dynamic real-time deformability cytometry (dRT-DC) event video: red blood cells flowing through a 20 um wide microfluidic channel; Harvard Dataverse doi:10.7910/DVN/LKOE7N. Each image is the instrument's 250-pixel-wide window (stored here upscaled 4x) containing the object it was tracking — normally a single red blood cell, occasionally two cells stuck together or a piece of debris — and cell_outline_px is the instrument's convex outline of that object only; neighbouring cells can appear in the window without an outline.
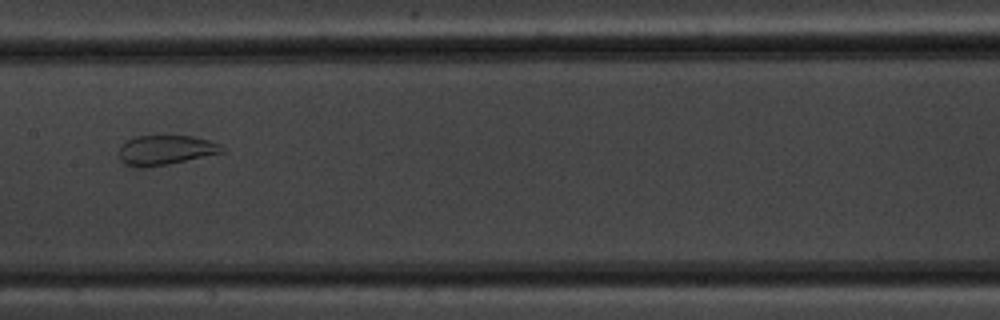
{"species": "common noctule bat (a hibernating species)", "species_latin": "Nyctalus noctula", "temperature_condition": "warm", "stored_images_in_passage": 9, "camera_frame_rate_fps": 3000, "um_per_image_px": 0.085, "animal": {"sex": "male", "body_mass_g": 20.1, "forearm_length_mm": 53.5}, "frame": {"image": 1, "passage_image": 7, "time_ms": 7.0, "image_size_px": [1000, 320], "cell_outline_px": [[224, 152], [168, 164], [144, 168], [132, 168], [124, 164], [120, 160], [120, 148], [128, 140], [136, 136], [192, 136], [208, 140], [220, 144], [224, 148]], "centroid_in_image_um": [14.05, 12.77], "position_along_channel_um": 193.3, "area_um2": 17.74}}
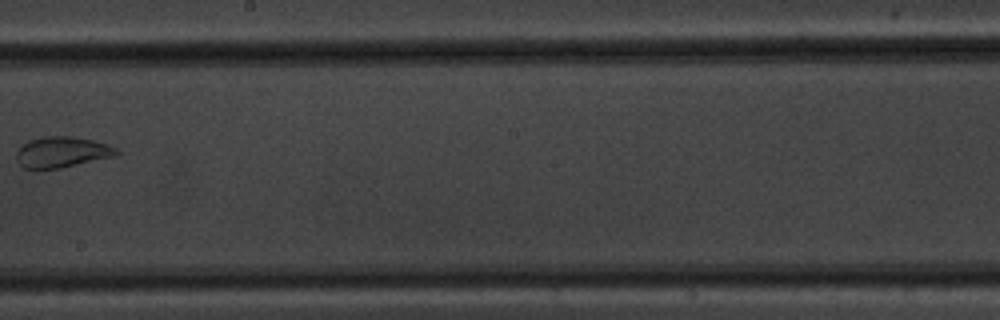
{"frame": {"image": 2, "passage_image": 8, "time_ms": 8.333, "image_size_px": [1000, 320], "cell_outline_px": [[120, 152], [116, 156], [60, 168], [24, 168], [16, 160], [16, 152], [28, 140], [44, 136], [72, 136], [92, 140], [108, 144], [116, 148]], "centroid_in_image_um": [5.28, 12.92], "position_along_channel_um": 242.9, "area_um2": 17.92}}
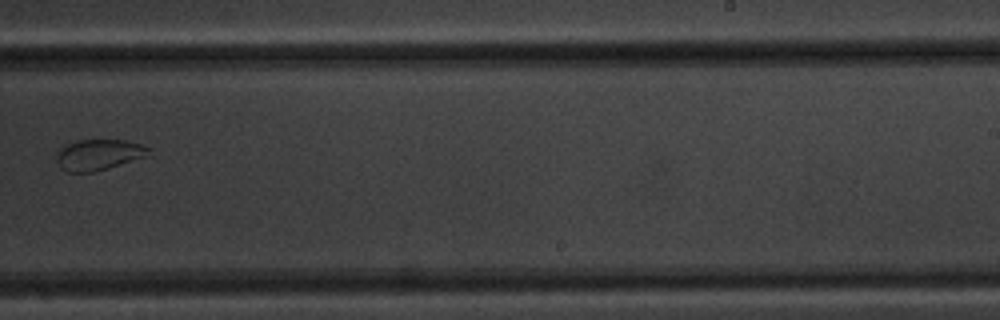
{"frame": {"image": 3, "passage_image": 9, "time_ms": 9.333, "image_size_px": [1000, 320], "cell_outline_px": [[152, 148], [144, 156], [108, 168], [92, 172], [68, 172], [60, 168], [56, 160], [56, 156], [60, 148], [76, 140], [124, 140], [140, 144]], "centroid_in_image_um": [8.33, 13.15], "position_along_channel_um": 280.7, "area_um2": 16.3}}